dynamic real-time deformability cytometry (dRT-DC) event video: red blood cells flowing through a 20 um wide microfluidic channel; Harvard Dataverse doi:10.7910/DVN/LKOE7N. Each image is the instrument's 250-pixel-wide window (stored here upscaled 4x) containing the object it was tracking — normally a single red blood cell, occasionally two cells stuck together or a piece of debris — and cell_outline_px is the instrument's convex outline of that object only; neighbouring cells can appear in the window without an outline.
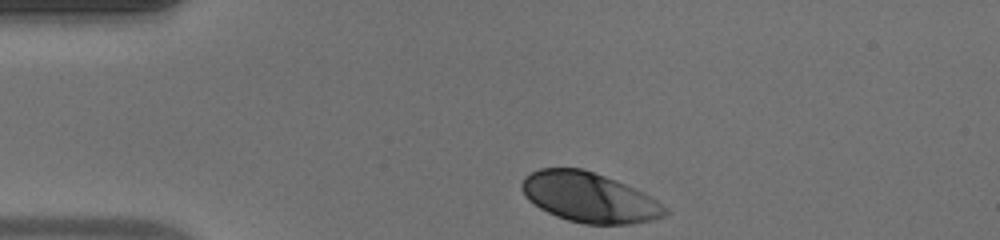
{"species": "human", "species_latin": "Homo sapiens", "temperature_condition": "warm", "stored_images_in_passage": 32, "camera_frame_rate_fps": 3000, "um_per_image_px": 0.085, "donor": {"sex": "male"}, "frame": {"image": 1, "passage_image": 1, "time_ms": 0.0, "image_size_px": [1000, 240], "cell_outline_px": [[668, 212], [664, 216], [652, 220], [628, 224], [584, 224], [568, 220], [556, 216], [540, 208], [528, 200], [524, 196], [520, 188], [520, 184], [524, 176], [540, 168], [580, 168], [616, 180], [656, 200], [668, 208]], "centroid_in_image_um": [50.03, 16.78], "position_along_channel_um": 35.0, "area_um2": 41.33}}
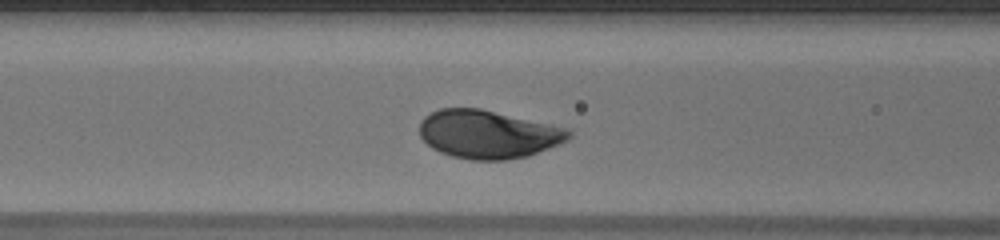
{"frame": {"image": 2, "passage_image": 11, "time_ms": 3.333, "image_size_px": [1000, 240], "cell_outline_px": [[572, 136], [568, 140], [560, 144], [528, 156], [508, 160], [472, 160], [452, 156], [440, 152], [432, 148], [420, 136], [420, 120], [424, 116], [440, 108], [480, 108], [568, 128], [572, 132]], "centroid_in_image_um": [41.5, 11.41], "position_along_channel_um": 125.1, "area_um2": 42.14}}
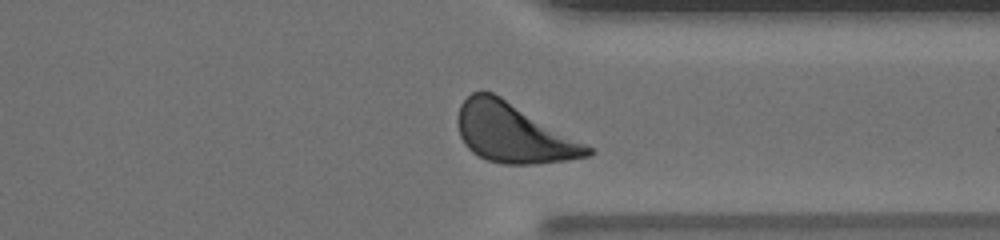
{"frame": {"image": 3, "passage_image": 29, "time_ms": 9.333, "image_size_px": [1000, 240], "cell_outline_px": [[596, 152], [588, 156], [564, 160], [536, 164], [504, 164], [488, 160], [472, 152], [464, 144], [460, 136], [456, 120], [460, 104], [472, 92], [492, 92], [500, 96], [592, 148]], "centroid_in_image_um": [43.58, 11.32], "position_along_channel_um": 367.8, "area_um2": 44.16}, "authors_computed_cell_mechanics": {"area_um2": 41.8761, "velocity_mm_per_s": 4.0525, "shape_relaxation_time_tau1_ms": 1.39, "shape_relaxation_time_tau2_ms": null, "deformation_change_tau1": 0.1114, "deformation_change_tau2": null}}